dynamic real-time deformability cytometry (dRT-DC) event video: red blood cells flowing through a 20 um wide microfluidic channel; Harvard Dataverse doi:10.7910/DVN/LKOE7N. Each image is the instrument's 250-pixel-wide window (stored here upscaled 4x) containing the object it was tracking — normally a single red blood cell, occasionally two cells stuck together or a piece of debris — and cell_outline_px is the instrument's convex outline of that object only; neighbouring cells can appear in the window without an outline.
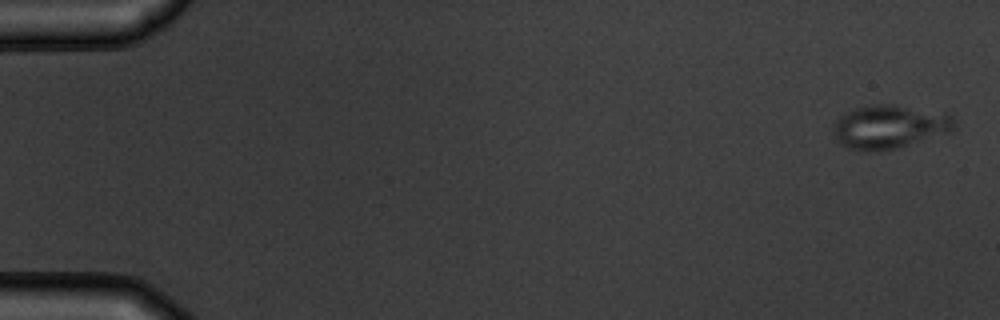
{"species": "common noctule bat (a hibernating species)", "species_latin": "Nyctalus noctula", "temperature_condition": "warm", "stored_images_in_passage": 7, "camera_frame_rate_fps": 3000, "um_per_image_px": 0.085, "animal": {"sex": "male", "body_mass_g": 19.5, "forearm_length_mm": 54.6}, "frame": {"image": 1, "passage_image": 1, "time_ms": 0.0, "image_size_px": [1000, 320], "cell_outline_px": [[956, 124], [948, 132], [880, 152], [848, 148], [840, 144], [836, 140], [832, 128], [836, 120], [844, 112], [856, 108], [872, 104], [892, 104], [952, 116], [956, 120]], "centroid_in_image_um": [75.5, 10.77], "position_along_channel_um": 9.5, "area_um2": 30.06}}